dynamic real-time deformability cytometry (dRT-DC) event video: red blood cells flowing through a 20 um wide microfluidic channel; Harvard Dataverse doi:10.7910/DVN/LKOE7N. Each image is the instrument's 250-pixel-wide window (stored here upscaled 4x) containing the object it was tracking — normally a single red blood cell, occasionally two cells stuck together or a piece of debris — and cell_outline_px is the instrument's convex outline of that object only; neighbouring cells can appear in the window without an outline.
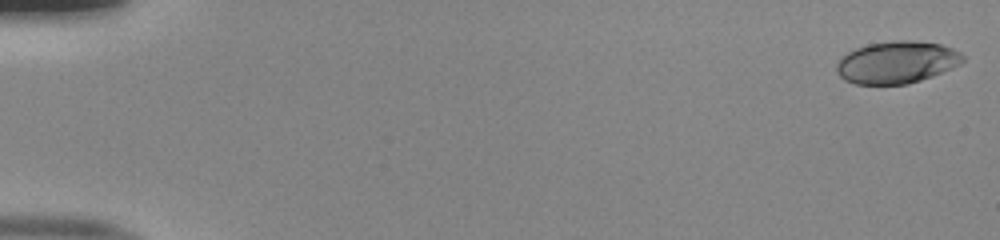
{"species": "human", "species_latin": "Homo sapiens", "temperature_condition": "room temperature", "stored_images_in_passage": 51, "camera_frame_rate_fps": 3000, "um_per_image_px": 0.085, "donor": {"sex": "male"}, "frame": {"image": 1, "passage_image": 1, "time_ms": 0.0, "image_size_px": [1000, 240], "cell_outline_px": [[964, 60], [960, 64], [952, 68], [932, 76], [908, 84], [856, 84], [844, 80], [840, 76], [836, 68], [836, 64], [848, 52], [856, 48], [868, 44], [896, 40], [912, 40], [940, 44], [952, 48], [960, 52], [964, 56]], "centroid_in_image_um": [76.24, 5.29], "position_along_channel_um": 8.8, "area_um2": 30.92}}
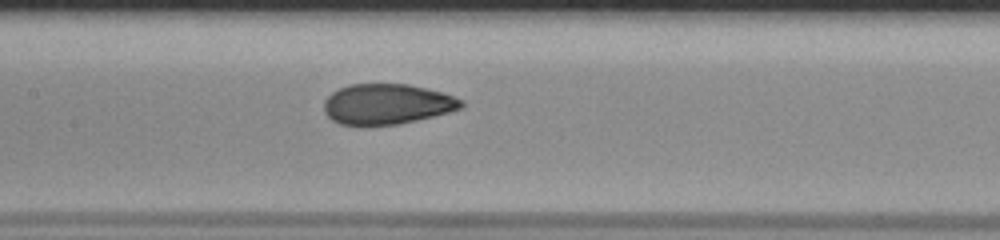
{"frame": {"image": 2, "passage_image": 26, "time_ms": 8.333, "image_size_px": [1000, 240], "cell_outline_px": [[464, 108], [400, 124], [340, 124], [332, 120], [324, 112], [324, 100], [332, 92], [340, 88], [352, 84], [408, 84], [444, 92], [464, 100]], "centroid_in_image_um": [32.93, 8.83], "position_along_channel_um": 174.5, "area_um2": 32.19}}
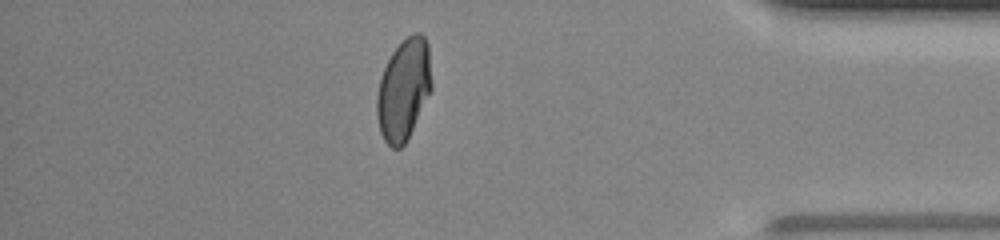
{"frame": {"image": 3, "passage_image": 45, "time_ms": 14.667, "image_size_px": [1000, 240], "cell_outline_px": [[432, 88], [404, 144], [400, 148], [392, 148], [384, 140], [380, 132], [376, 116], [376, 96], [380, 76], [392, 52], [408, 36], [416, 32], [420, 32], [424, 36], [428, 44], [432, 80]], "centroid_in_image_um": [34.3, 7.6], "position_along_channel_um": 400.9, "area_um2": 32.14}, "authors_computed_cell_mechanics": {"area_um2": 32.5414, "velocity_mm_per_s": 4.0521, "shape_relaxation_time_tau1_ms": 6.7145, "shape_relaxation_time_tau2_ms": null, "deformation_change_tau1": 0.2293, "deformation_change_tau2": null}}